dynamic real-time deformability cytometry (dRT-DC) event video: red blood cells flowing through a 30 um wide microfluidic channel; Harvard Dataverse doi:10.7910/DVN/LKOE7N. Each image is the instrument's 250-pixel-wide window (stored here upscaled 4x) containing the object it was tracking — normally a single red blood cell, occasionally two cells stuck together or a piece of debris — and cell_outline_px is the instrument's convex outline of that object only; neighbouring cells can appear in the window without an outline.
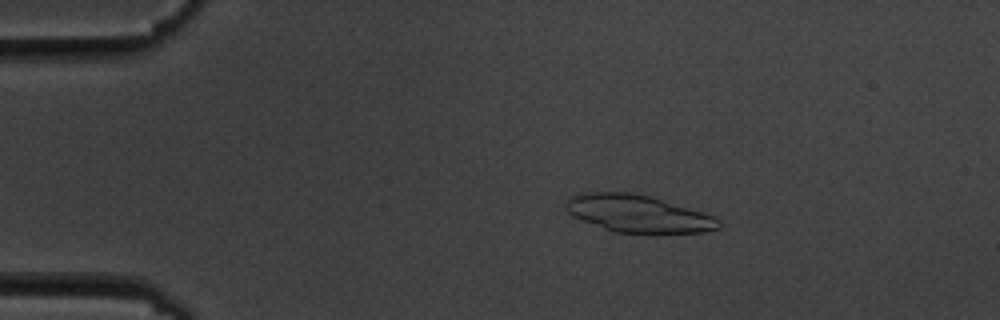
{"species": "common noctule bat (a hibernating species)", "species_latin": "Nyctalus noctula", "temperature_condition": "cold", "stored_images_in_passage": 4, "camera_frame_rate_fps": 3000, "um_per_image_px": 0.085, "animal": {"sex": "male", "body_mass_g": 19.5, "forearm_length_mm": 54.6}, "frame": {"image": 1, "passage_image": 2, "time_ms": 1.333, "image_size_px": [1000, 320], "cell_outline_px": [[720, 228], [704, 232], [612, 232], [572, 216], [564, 208], [564, 204], [568, 196], [584, 192], [628, 192], [648, 196], [700, 212], [712, 216], [720, 220]], "centroid_in_image_um": [54.13, 18.15], "position_along_channel_um": 30.9, "area_um2": 32.71}}